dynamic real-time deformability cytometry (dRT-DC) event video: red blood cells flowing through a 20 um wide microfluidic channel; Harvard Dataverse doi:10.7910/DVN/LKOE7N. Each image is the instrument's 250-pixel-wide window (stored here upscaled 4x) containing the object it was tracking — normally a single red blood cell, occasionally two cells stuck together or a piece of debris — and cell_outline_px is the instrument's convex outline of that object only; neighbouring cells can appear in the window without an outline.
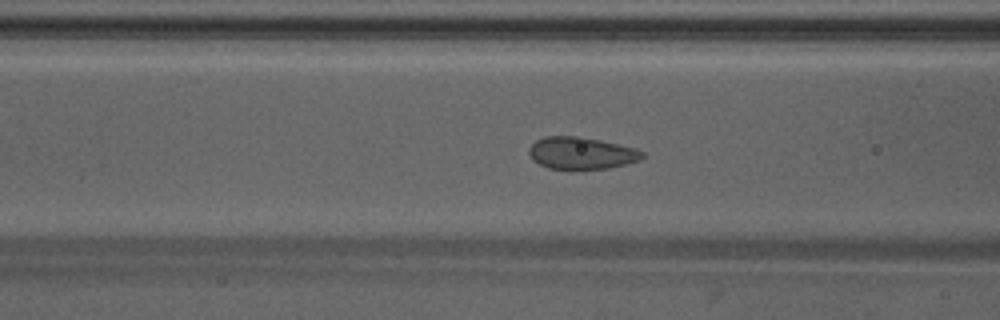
{"species": "Egyptian fruit bat (a non-hibernating species)", "species_latin": "Rousettus aegyptiacus", "temperature_condition": "warm", "stored_images_in_passage": 42, "camera_frame_rate_fps": 3000, "um_per_image_px": 0.085, "animal": {"sex": "male"}, "frame": {"image": 1, "passage_image": 13, "time_ms": 4.0, "image_size_px": [1000, 320], "cell_outline_px": [[644, 156], [640, 160], [608, 168], [572, 172], [548, 168], [532, 160], [528, 152], [528, 148], [536, 140], [544, 136], [580, 136], [600, 140], [632, 148], [644, 152]], "centroid_in_image_um": [49.35, 13.05], "position_along_channel_um": 117.3, "area_um2": 21.73}}
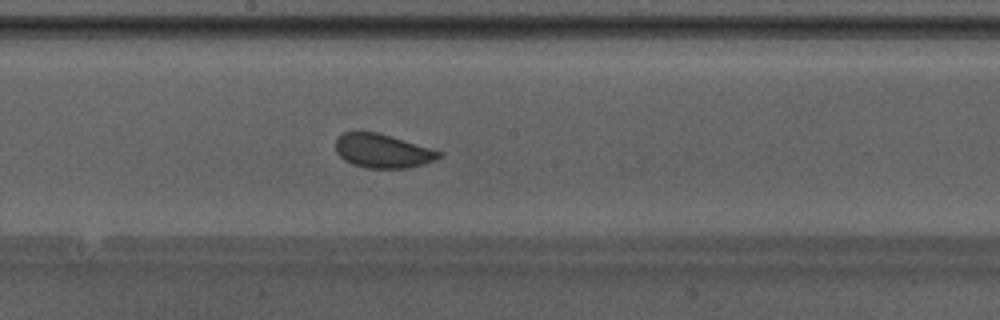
{"frame": {"image": 2, "passage_image": 20, "time_ms": 6.333, "image_size_px": [1000, 320], "cell_outline_px": [[440, 156], [424, 164], [408, 168], [368, 168], [352, 164], [344, 160], [336, 152], [336, 140], [344, 132], [376, 132], [428, 148], [440, 152]], "centroid_in_image_um": [32.45, 12.84], "position_along_channel_um": 215.7, "area_um2": 19.83}}
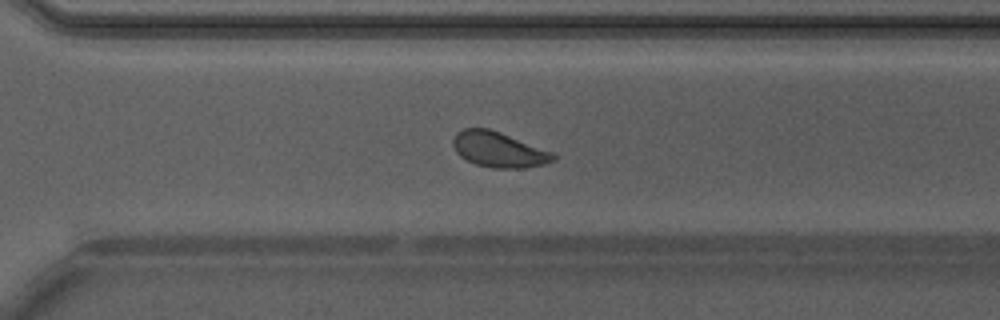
{"frame": {"image": 3, "passage_image": 28, "time_ms": 9.0, "image_size_px": [1000, 320], "cell_outline_px": [[556, 160], [544, 164], [524, 168], [492, 168], [476, 164], [460, 156], [456, 152], [452, 144], [452, 140], [456, 132], [464, 128], [488, 128], [500, 132], [556, 152]], "centroid_in_image_um": [42.43, 12.71], "position_along_channel_um": 328.2, "area_um2": 20.92}, "authors_computed_cell_mechanics": {"area_um2": 20.9814, "velocity_mm_per_s": 4.227, "shape_relaxation_time_tau1_ms": 5.4317, "shape_relaxation_time_tau2_ms": null, "deformation_change_tau1": 0.072, "deformation_change_tau2": null}}